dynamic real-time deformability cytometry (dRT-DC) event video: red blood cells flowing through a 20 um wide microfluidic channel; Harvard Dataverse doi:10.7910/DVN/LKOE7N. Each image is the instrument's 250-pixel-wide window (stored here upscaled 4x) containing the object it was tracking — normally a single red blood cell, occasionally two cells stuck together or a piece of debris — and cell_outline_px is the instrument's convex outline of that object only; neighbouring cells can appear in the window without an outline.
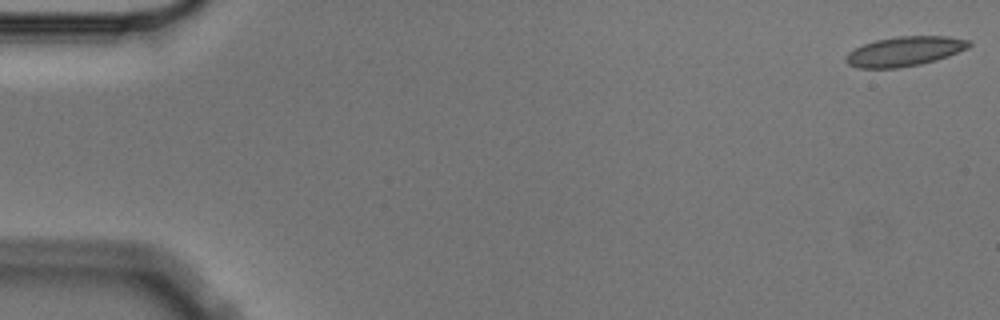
{"species": "Egyptian fruit bat (a non-hibernating species)", "species_latin": "Rousettus aegyptiacus", "temperature_condition": "cold", "stored_images_in_passage": 8, "camera_frame_rate_fps": 3000, "um_per_image_px": 0.085, "animal": {"sex": "male"}, "frame": {"image": 1, "passage_image": 1, "time_ms": 0.0, "image_size_px": [1000, 320], "cell_outline_px": [[972, 44], [968, 48], [948, 56], [936, 60], [920, 64], [896, 68], [856, 68], [848, 64], [844, 60], [844, 56], [848, 52], [864, 44], [876, 40], [896, 36], [948, 36], [972, 40]], "centroid_in_image_um": [76.9, 4.36], "position_along_channel_um": 8.1, "area_um2": 21.39}}
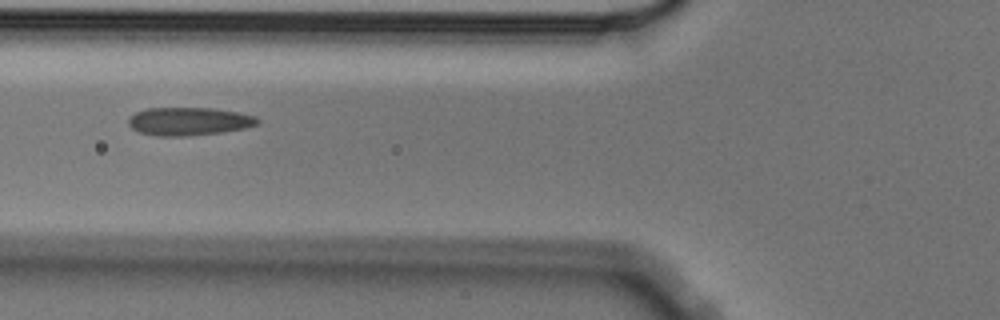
{"frame": {"image": 2, "passage_image": 6, "time_ms": 1.667, "image_size_px": [1000, 320], "cell_outline_px": [[260, 124], [244, 128], [220, 132], [184, 136], [156, 136], [140, 132], [132, 128], [128, 124], [128, 116], [136, 112], [148, 108], [212, 108], [240, 112], [256, 116], [260, 120]], "centroid_in_image_um": [16.06, 10.3], "position_along_channel_um": 109.7, "area_um2": 21.21}}
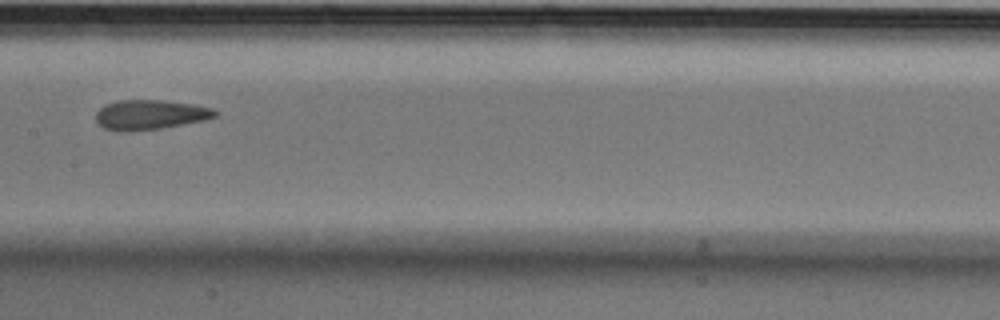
{"frame": {"image": 3, "passage_image": 8, "time_ms": 2.333, "image_size_px": [1000, 320], "cell_outline_px": [[216, 116], [204, 120], [160, 128], [128, 132], [120, 132], [104, 128], [96, 120], [96, 112], [104, 104], [120, 100], [164, 100], [192, 104], [212, 108], [216, 112]], "centroid_in_image_um": [12.71, 9.75], "position_along_channel_um": 194.7, "area_um2": 20.58}}